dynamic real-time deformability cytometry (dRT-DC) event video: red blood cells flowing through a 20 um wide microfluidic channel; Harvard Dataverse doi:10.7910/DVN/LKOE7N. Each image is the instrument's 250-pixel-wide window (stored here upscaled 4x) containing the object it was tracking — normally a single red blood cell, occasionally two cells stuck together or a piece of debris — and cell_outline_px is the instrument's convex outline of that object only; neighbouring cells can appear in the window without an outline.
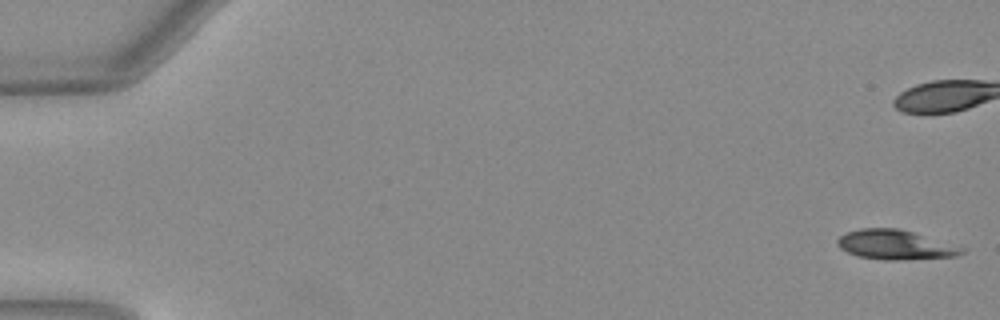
{"species": "Egyptian fruit bat (a non-hibernating species)", "species_latin": "Rousettus aegyptiacus", "temperature_condition": "warm", "stored_images_in_passage": 13, "camera_frame_rate_fps": 3000, "um_per_image_px": 0.085, "animal": {"sex": "female"}, "frame": {"image": 1, "passage_image": 1, "time_ms": 0.0, "image_size_px": [1000, 320], "cell_outline_px": [[968, 248], [964, 252], [956, 256], [896, 260], [884, 260], [856, 256], [840, 248], [836, 244], [836, 240], [840, 236], [848, 232], [860, 228], [896, 228], [912, 232]], "centroid_in_image_um": [76.1, 20.81], "position_along_channel_um": 8.9, "area_um2": 21.39}}